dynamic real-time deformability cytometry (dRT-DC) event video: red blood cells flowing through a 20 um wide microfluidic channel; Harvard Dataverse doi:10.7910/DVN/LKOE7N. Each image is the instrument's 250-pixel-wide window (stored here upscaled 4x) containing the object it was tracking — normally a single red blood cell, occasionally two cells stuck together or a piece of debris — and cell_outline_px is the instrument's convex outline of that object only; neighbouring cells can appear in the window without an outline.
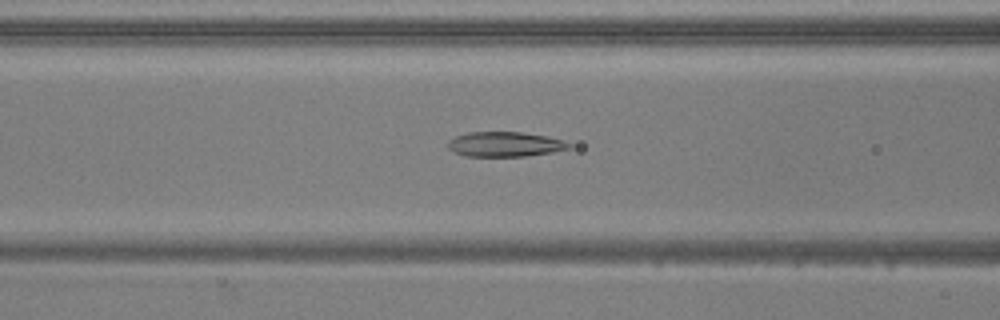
{"species": "common noctule bat (a hibernating species)", "species_latin": "Nyctalus noctula", "temperature_condition": "warm", "stored_images_in_passage": 52, "camera_frame_rate_fps": 3000, "um_per_image_px": 0.085, "animal": {"sex": "male", "body_mass_g": 20.5, "forearm_length_mm": 52.5}, "frame": {"image": 1, "passage_image": 21, "time_ms": 6.667, "image_size_px": [1000, 320], "cell_outline_px": [[572, 148], [552, 152], [524, 156], [464, 156], [452, 152], [448, 148], [448, 140], [456, 136], [468, 132], [520, 132], [548, 136], [564, 140], [572, 144]], "centroid_in_image_um": [42.93, 12.26], "position_along_channel_um": 123.7, "area_um2": 17.69}}
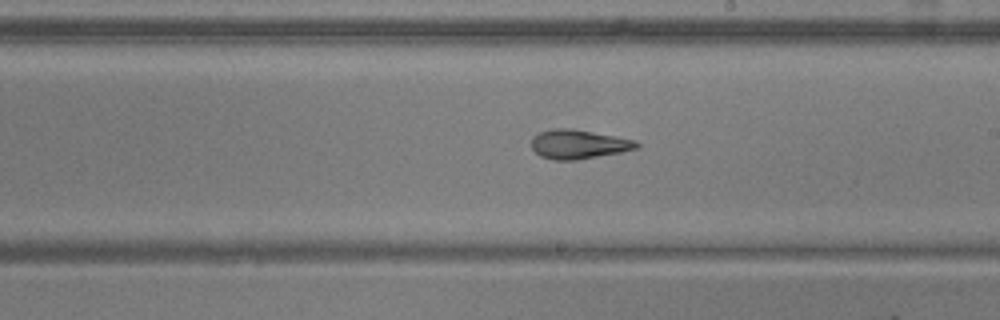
{"frame": {"image": 2, "passage_image": 30, "time_ms": 9.667, "image_size_px": [1000, 320], "cell_outline_px": [[640, 144], [636, 148], [620, 152], [576, 160], [556, 160], [540, 156], [532, 148], [532, 136], [540, 132], [552, 128], [572, 128], [616, 136], [636, 140]], "centroid_in_image_um": [49.16, 12.25], "position_along_channel_um": 239.8, "area_um2": 17.8}}
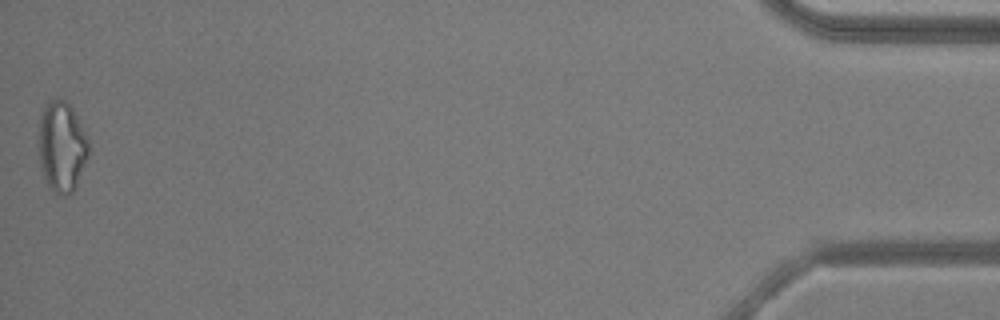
{"frame": {"image": 3, "passage_image": 52, "time_ms": 17.0, "image_size_px": [1000, 320], "cell_outline_px": [[88, 156], [76, 184], [72, 192], [68, 196], [60, 196], [48, 188], [40, 164], [36, 140], [40, 116], [44, 104], [48, 100], [64, 100], [72, 108], [84, 128], [88, 136]], "centroid_in_image_um": [5.21, 12.46], "position_along_channel_um": 430.0, "area_um2": 26.88}, "authors_computed_cell_mechanics": {"area_um2": 19.6809, "velocity_mm_per_s": 3.863, "shape_relaxation_time_tau1_ms": null, "shape_relaxation_time_tau2_ms": 3.1858, "deformation_change_tau1": null, "deformation_change_tau2": 0.122}}